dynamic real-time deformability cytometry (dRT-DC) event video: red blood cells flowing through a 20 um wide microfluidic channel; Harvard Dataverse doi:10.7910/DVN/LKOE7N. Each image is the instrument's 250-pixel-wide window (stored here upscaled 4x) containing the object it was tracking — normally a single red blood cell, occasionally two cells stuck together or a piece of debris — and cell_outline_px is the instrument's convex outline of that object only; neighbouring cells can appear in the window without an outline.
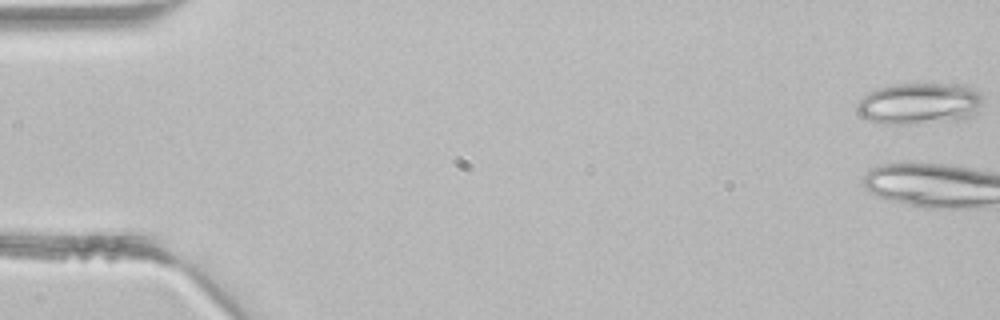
{"species": "common noctule bat (a hibernating species)", "species_latin": "Nyctalus noctula", "temperature_condition": "room temperature", "stored_images_in_passage": 3, "camera_frame_rate_fps": 3000, "um_per_image_px": 0.085, "animal": {"sex": "male", "body_mass_g": 21.5, "forearm_length_mm": 52.0}, "frame": {"image": 1, "passage_image": 1, "time_ms": 0.0, "image_size_px": [1000, 320], "cell_outline_px": [[984, 100], [976, 112], [972, 116], [964, 120], [920, 124], [876, 124], [860, 116], [856, 112], [856, 104], [868, 92], [876, 88], [892, 84], [968, 84], [980, 92], [984, 96]], "centroid_in_image_um": [78.17, 8.81], "position_along_channel_um": 6.8, "area_um2": 31.5}}